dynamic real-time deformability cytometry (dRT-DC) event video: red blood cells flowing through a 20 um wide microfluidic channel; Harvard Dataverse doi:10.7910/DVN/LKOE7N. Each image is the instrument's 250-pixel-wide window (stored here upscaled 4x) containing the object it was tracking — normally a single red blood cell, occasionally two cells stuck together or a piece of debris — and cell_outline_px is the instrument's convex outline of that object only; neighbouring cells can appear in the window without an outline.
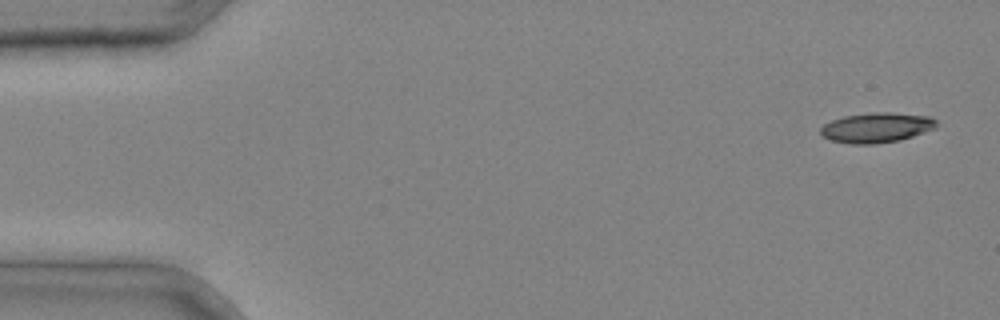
{"species": "common noctule bat (a hibernating species)", "species_latin": "Nyctalus noctula", "temperature_condition": "cold", "stored_images_in_passage": 4, "camera_frame_rate_fps": 3000, "um_per_image_px": 0.085, "animal": {"sex": "male", "body_mass_g": 20.4}, "frame": {"image": 1, "passage_image": 1, "time_ms": 0.0, "image_size_px": [1000, 320], "cell_outline_px": [[936, 128], [900, 140], [876, 144], [852, 144], [832, 140], [824, 136], [820, 132], [820, 128], [824, 124], [832, 120], [844, 116], [872, 112], [892, 112], [928, 116], [936, 120]], "centroid_in_image_um": [74.51, 10.84], "position_along_channel_um": 10.5, "area_um2": 20.17}}
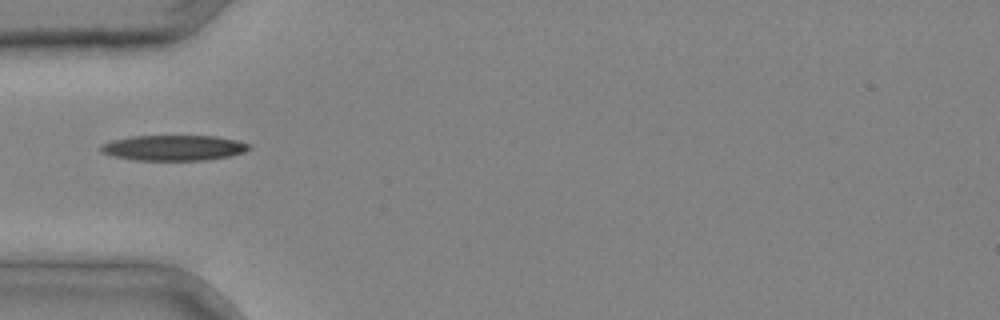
{"frame": {"image": 2, "passage_image": 4, "time_ms": 1.0, "image_size_px": [1000, 320], "cell_outline_px": [[252, 148], [244, 152], [232, 156], [208, 160], [132, 160], [112, 156], [100, 152], [100, 144], [112, 140], [132, 136], [216, 136], [236, 140], [252, 144]], "centroid_in_image_um": [14.78, 12.57], "position_along_channel_um": 70.2, "area_um2": 22.31}}